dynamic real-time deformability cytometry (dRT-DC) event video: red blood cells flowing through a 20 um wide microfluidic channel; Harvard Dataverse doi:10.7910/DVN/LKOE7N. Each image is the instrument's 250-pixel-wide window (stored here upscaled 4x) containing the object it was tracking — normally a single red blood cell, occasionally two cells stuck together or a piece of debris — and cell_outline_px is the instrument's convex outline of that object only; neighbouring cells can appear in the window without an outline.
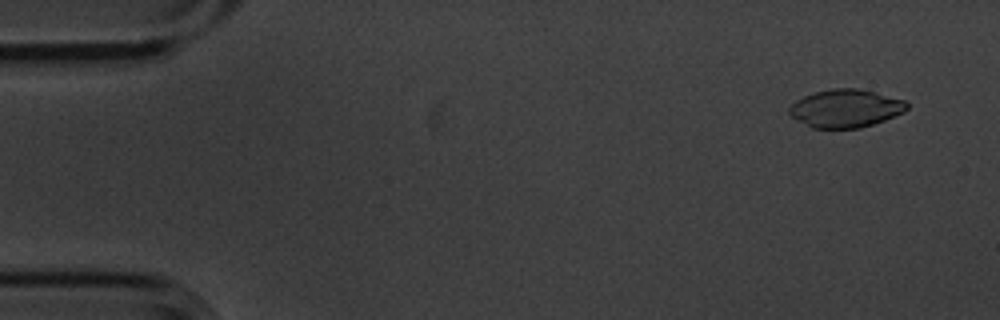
{"species": "common noctule bat (a hibernating species)", "species_latin": "Nyctalus noctula", "temperature_condition": "cold", "stored_images_in_passage": 5, "camera_frame_rate_fps": 3000, "um_per_image_px": 0.085, "animal": {"sex": "male", "body_mass_g": 20.1, "forearm_length_mm": 53.5}, "frame": {"image": 1, "passage_image": 1, "time_ms": 0.0, "image_size_px": [1000, 320], "cell_outline_px": [[908, 108], [904, 112], [884, 120], [860, 128], [812, 128], [796, 120], [788, 112], [788, 108], [796, 100], [804, 96], [816, 92], [832, 88], [860, 88], [904, 100], [908, 104]], "centroid_in_image_um": [71.86, 9.21], "position_along_channel_um": 13.1, "area_um2": 26.01}}